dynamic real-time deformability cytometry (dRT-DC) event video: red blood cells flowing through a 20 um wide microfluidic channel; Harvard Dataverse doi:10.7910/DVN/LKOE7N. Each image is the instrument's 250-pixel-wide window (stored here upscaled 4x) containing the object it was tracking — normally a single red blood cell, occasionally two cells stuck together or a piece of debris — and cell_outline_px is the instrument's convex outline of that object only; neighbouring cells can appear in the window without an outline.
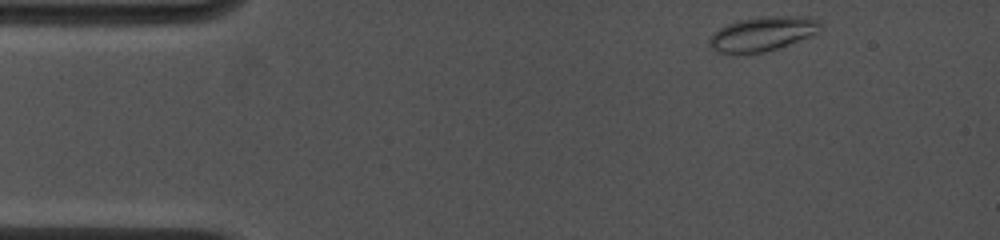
{"species": "common noctule bat (a hibernating species)", "species_latin": "Nyctalus noctula", "temperature_condition": "cold", "stored_images_in_passage": 10, "camera_frame_rate_fps": 4500, "um_per_image_px": 0.085, "animal": {"sex": "female", "body_mass_g": 19.0, "forearm_length_mm": 53.3}, "frame": {"image": 1, "passage_image": 1, "time_ms": 0.0, "image_size_px": [1000, 240], "cell_outline_px": [[820, 24], [816, 32], [812, 36], [764, 52], [736, 56], [720, 52], [712, 48], [708, 44], [708, 40], [720, 28], [728, 24], [740, 20], [760, 16], [808, 16], [820, 20]], "centroid_in_image_um": [64.79, 2.89], "position_along_channel_um": 20.2, "area_um2": 22.37}}
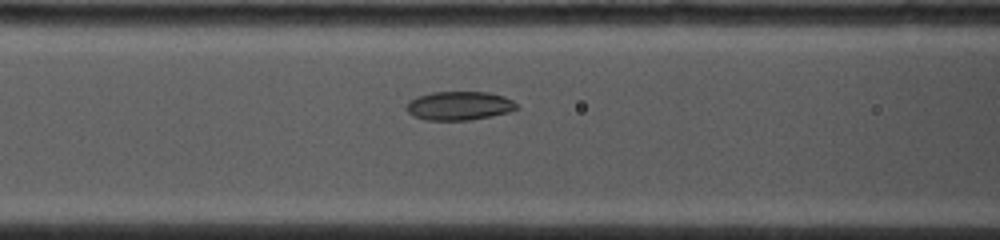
{"frame": {"image": 2, "passage_image": 8, "time_ms": 4.667, "image_size_px": [1000, 240], "cell_outline_px": [[520, 108], [508, 112], [492, 116], [468, 120], [424, 120], [412, 116], [404, 108], [408, 100], [416, 96], [432, 92], [488, 92], [504, 96], [512, 100]], "centroid_in_image_um": [38.99, 8.99], "position_along_channel_um": 127.6, "area_um2": 18.73}}
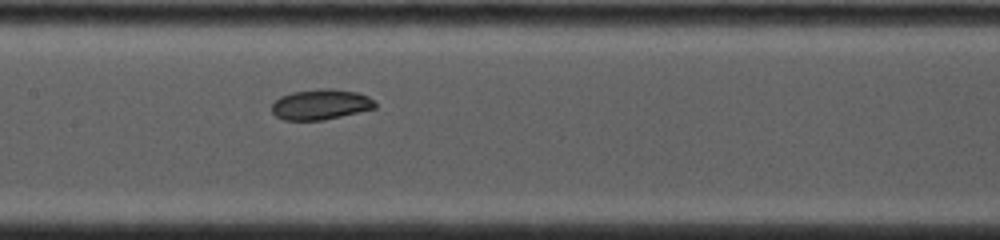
{"frame": {"image": 3, "passage_image": 10, "time_ms": 6.0, "image_size_px": [1000, 240], "cell_outline_px": [[376, 108], [324, 120], [284, 120], [276, 116], [272, 112], [272, 104], [280, 96], [292, 92], [316, 88], [332, 88], [356, 92], [368, 96], [376, 104]], "centroid_in_image_um": [27.24, 8.87], "position_along_channel_um": 180.2, "area_um2": 18.38}}